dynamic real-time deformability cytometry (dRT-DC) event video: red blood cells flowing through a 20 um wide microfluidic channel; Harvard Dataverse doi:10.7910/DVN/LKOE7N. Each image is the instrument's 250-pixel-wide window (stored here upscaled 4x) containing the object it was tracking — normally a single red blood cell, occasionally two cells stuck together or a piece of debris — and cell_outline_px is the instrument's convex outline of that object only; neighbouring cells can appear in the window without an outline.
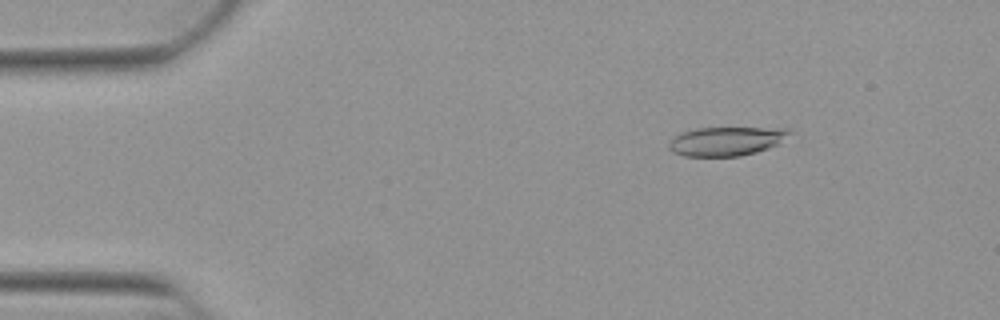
{"species": "Egyptian fruit bat (a non-hibernating species)", "species_latin": "Rousettus aegyptiacus", "temperature_condition": "warm", "stored_images_in_passage": 52, "camera_frame_rate_fps": 3000, "um_per_image_px": 0.085, "animal": {"sex": "female"}, "frame": {"image": 1, "passage_image": 7, "time_ms": 2.0, "image_size_px": [1000, 320], "cell_outline_px": [[792, 132], [776, 144], [768, 148], [756, 152], [740, 156], [684, 156], [672, 152], [668, 148], [668, 144], [680, 132], [696, 128], [788, 128]], "centroid_in_image_um": [61.7, 12.0], "position_along_channel_um": 23.3, "area_um2": 20.17}}
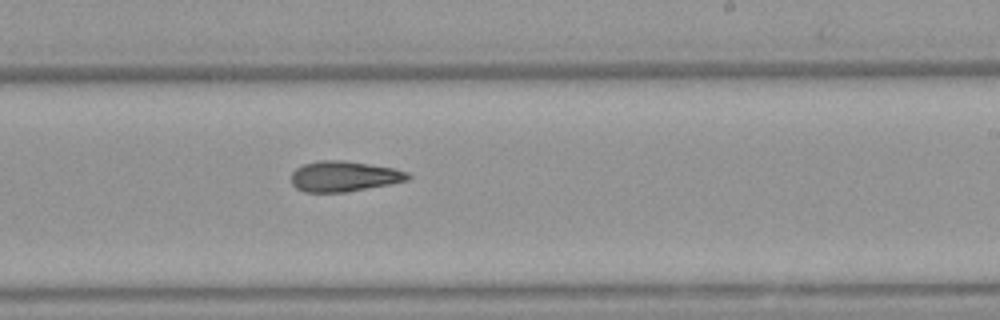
{"frame": {"image": 2, "passage_image": 31, "time_ms": 10.0, "image_size_px": [1000, 320], "cell_outline_px": [[412, 176], [408, 180], [348, 192], [304, 192], [296, 188], [292, 184], [292, 172], [296, 168], [304, 164], [320, 160], [344, 160], [396, 168], [408, 172]], "centroid_in_image_um": [29.25, 14.98], "position_along_channel_um": 259.7, "area_um2": 20.81}}
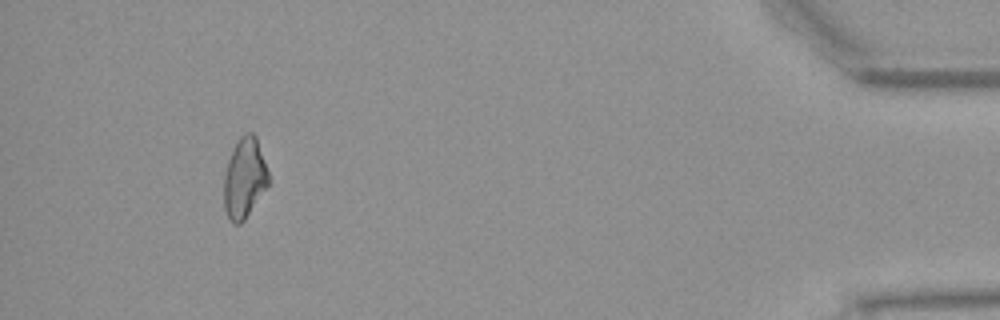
{"frame": {"image": 3, "passage_image": 48, "time_ms": 15.667, "image_size_px": [1000, 320], "cell_outline_px": [[268, 188], [244, 220], [240, 224], [236, 224], [228, 216], [224, 208], [224, 176], [228, 160], [240, 136], [244, 132], [252, 132], [256, 136], [268, 172]], "centroid_in_image_um": [20.79, 15.14], "position_along_channel_um": 414.4, "area_um2": 20.69}, "authors_computed_cell_mechanics": {"area_um2": 21.1548, "velocity_mm_per_s": 3.9154, "shape_relaxation_time_tau1_ms": null, "shape_relaxation_time_tau2_ms": 3.587, "deformation_change_tau1": null, "deformation_change_tau2": 0.1332}}